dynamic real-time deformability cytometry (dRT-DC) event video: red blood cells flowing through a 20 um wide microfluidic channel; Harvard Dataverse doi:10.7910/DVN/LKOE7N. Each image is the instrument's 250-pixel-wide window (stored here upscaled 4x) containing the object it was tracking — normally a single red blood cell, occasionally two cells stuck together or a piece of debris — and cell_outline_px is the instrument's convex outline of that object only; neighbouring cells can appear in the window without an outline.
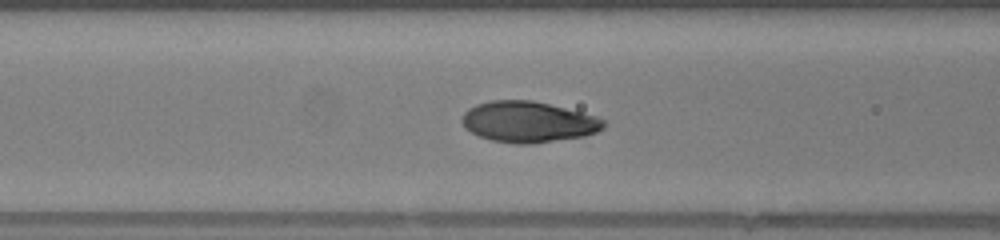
{"species": "human", "species_latin": "Homo sapiens", "temperature_condition": "warm", "stored_images_in_passage": 42, "camera_frame_rate_fps": 3000, "um_per_image_px": 0.085, "donor": {"sex": "female"}, "frame": {"image": 1, "passage_image": 13, "time_ms": 4.0, "image_size_px": [1000, 240], "cell_outline_px": [[604, 128], [596, 132], [584, 136], [532, 144], [516, 144], [492, 140], [480, 136], [464, 128], [460, 120], [464, 112], [468, 108], [476, 104], [492, 100], [532, 100], [596, 116], [604, 120]], "centroid_in_image_um": [44.86, 10.36], "position_along_channel_um": 121.7, "area_um2": 33.7}, "authors_computed_cell_mechanics": {"area_um2": 33.4951, "velocity_mm_per_s": 4.2219, "shape_relaxation_time_tau1_ms": 2.5751, "shape_relaxation_time_tau2_ms": null, "deformation_change_tau1": 0.1662, "deformation_change_tau2": null}}